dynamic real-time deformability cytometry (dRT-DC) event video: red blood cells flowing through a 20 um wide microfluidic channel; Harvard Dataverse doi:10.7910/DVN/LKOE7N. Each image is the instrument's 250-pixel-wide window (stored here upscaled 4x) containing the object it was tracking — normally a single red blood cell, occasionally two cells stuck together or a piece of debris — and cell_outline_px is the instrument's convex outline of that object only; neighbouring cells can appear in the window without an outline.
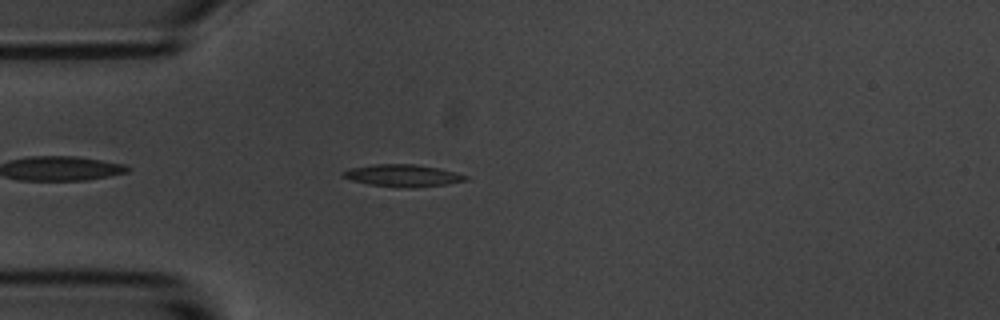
{"species": "common noctule bat (a hibernating species)", "species_latin": "Nyctalus noctula", "temperature_condition": "room temperature", "stored_images_in_passage": 5, "camera_frame_rate_fps": 3000, "um_per_image_px": 0.085, "animal": {"sex": "male", "body_mass_g": 20.1, "forearm_length_mm": 53.5}, "frame": {"image": 1, "passage_image": 4, "time_ms": 4.333, "image_size_px": [1000, 320], "cell_outline_px": [[468, 180], [444, 184], [372, 184], [352, 180], [344, 176], [340, 172], [348, 168], [372, 164], [416, 164], [440, 168], [456, 172], [468, 176]], "centroid_in_image_um": [34.21, 14.84], "position_along_channel_um": 50.8, "area_um2": 14.62}}